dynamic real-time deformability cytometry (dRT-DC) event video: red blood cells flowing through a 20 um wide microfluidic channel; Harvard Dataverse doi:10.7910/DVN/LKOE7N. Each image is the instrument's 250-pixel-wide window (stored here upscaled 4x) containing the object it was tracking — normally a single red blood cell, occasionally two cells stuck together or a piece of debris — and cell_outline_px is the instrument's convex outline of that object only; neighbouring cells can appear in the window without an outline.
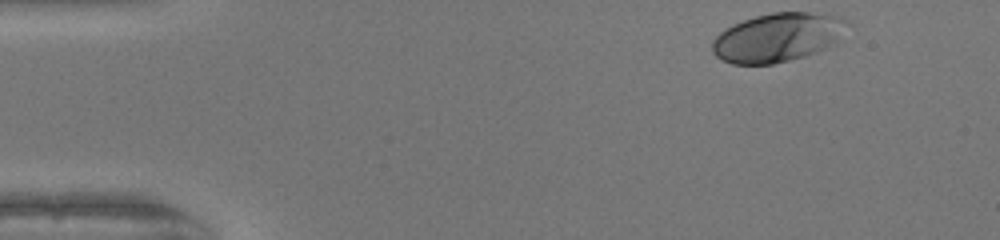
{"species": "human", "species_latin": "Homo sapiens", "temperature_condition": "warm", "stored_images_in_passage": 37, "camera_frame_rate_fps": 3000, "um_per_image_px": 0.085, "donor": {"sex": "female"}, "frame": {"image": 1, "passage_image": 1, "time_ms": 0.0, "image_size_px": [1000, 240], "cell_outline_px": [[848, 24], [832, 44], [816, 52], [804, 56], [772, 64], [732, 64], [716, 56], [712, 52], [712, 40], [720, 32], [732, 24], [756, 16], [772, 12], [808, 12], [840, 16], [848, 20]], "centroid_in_image_um": [66.05, 3.17], "position_along_channel_um": 18.9, "area_um2": 38.03}}
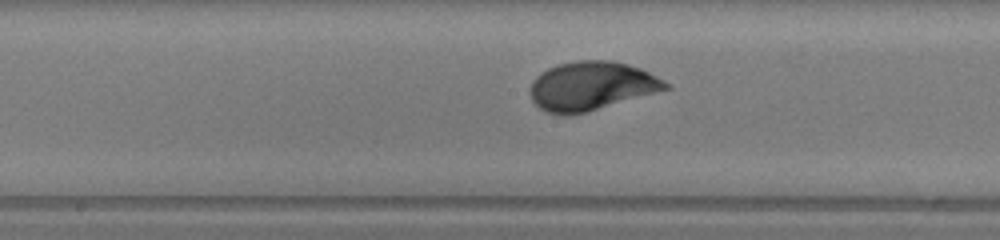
{"frame": {"image": 2, "passage_image": 22, "time_ms": 7.0, "image_size_px": [1000, 240], "cell_outline_px": [[672, 88], [584, 112], [544, 112], [532, 100], [528, 92], [528, 88], [532, 80], [540, 72], [548, 68], [560, 64], [576, 60], [612, 60], [628, 64], [640, 68], [672, 84]], "centroid_in_image_um": [50.27, 7.27], "position_along_channel_um": 197.9, "area_um2": 38.09}}
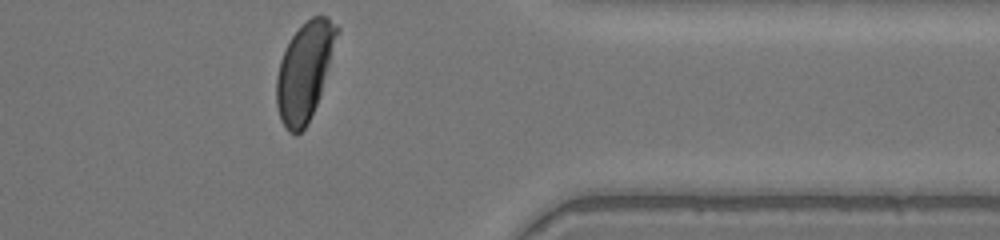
{"frame": {"image": 3, "passage_image": 37, "time_ms": 12.0, "image_size_px": [1000, 240], "cell_outline_px": [[340, 28], [320, 92], [316, 104], [308, 124], [296, 136], [288, 132], [280, 120], [276, 104], [276, 76], [280, 60], [292, 36], [312, 16], [328, 16]], "centroid_in_image_um": [25.86, 6.09], "position_along_channel_um": 385.5, "area_um2": 33.99}, "authors_computed_cell_mechanics": {"area_um2": 37.6278, "velocity_mm_per_s": 4.0356, "shape_relaxation_time_tau1_ms": 2.376, "shape_relaxation_time_tau2_ms": null, "deformation_change_tau1": 0.1543, "deformation_change_tau2": null}}